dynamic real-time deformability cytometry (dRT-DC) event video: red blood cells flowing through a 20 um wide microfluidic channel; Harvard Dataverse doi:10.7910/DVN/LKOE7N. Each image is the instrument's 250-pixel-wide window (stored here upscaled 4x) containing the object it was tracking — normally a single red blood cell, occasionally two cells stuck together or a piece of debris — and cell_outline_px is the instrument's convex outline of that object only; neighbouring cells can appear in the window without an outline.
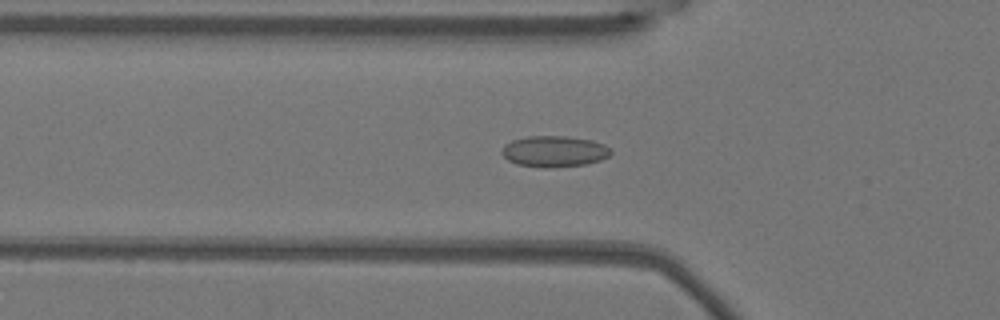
{"species": "Egyptian fruit bat (a non-hibernating species)", "species_latin": "Rousettus aegyptiacus", "temperature_condition": "warm", "stored_images_in_passage": 54, "camera_frame_rate_fps": 3000, "um_per_image_px": 0.085, "animal": {"sex": "female"}, "frame": {"image": 1, "passage_image": 18, "time_ms": 5.667, "image_size_px": [1000, 320], "cell_outline_px": [[612, 152], [608, 156], [600, 160], [584, 164], [552, 168], [544, 168], [516, 164], [508, 160], [500, 152], [504, 144], [512, 140], [528, 136], [568, 136], [592, 140], [604, 144]], "centroid_in_image_um": [47.08, 12.86], "position_along_channel_um": 78.7, "area_um2": 19.83}}
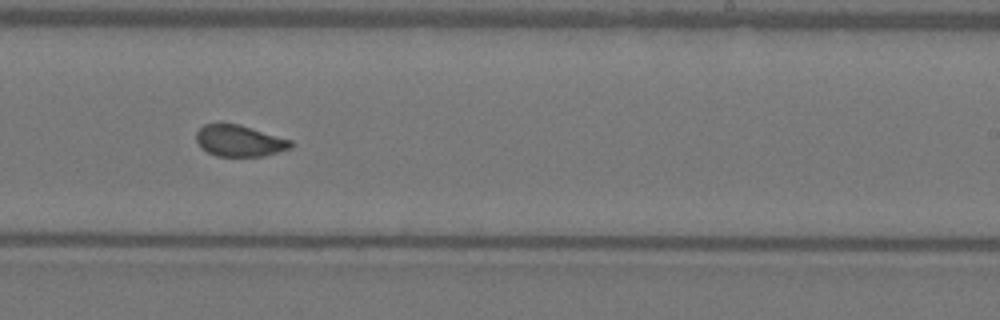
{"frame": {"image": 2, "passage_image": 33, "time_ms": 10.667, "image_size_px": [1000, 320], "cell_outline_px": [[292, 148], [264, 156], [216, 156], [200, 148], [196, 140], [196, 132], [204, 124], [240, 124], [292, 140]], "centroid_in_image_um": [20.35, 11.97], "position_along_channel_um": 268.6, "area_um2": 17.34}}
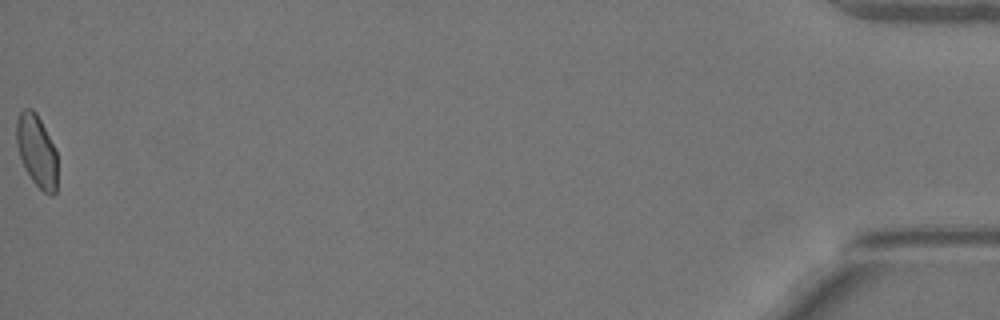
{"frame": {"image": 3, "passage_image": 54, "time_ms": 17.667, "image_size_px": [1000, 320], "cell_outline_px": [[56, 192], [52, 196], [44, 192], [32, 180], [24, 168], [16, 144], [16, 120], [20, 112], [24, 108], [32, 108], [36, 112], [56, 148]], "centroid_in_image_um": [3.11, 12.8], "position_along_channel_um": 432.1, "area_um2": 17.28}, "authors_computed_cell_mechanics": {"area_um2": 17.9758, "velocity_mm_per_s": 3.7849, "shape_relaxation_time_tau1_ms": null, "shape_relaxation_time_tau2_ms": 0.8487, "deformation_change_tau1": null, "deformation_change_tau2": 0.0561}}